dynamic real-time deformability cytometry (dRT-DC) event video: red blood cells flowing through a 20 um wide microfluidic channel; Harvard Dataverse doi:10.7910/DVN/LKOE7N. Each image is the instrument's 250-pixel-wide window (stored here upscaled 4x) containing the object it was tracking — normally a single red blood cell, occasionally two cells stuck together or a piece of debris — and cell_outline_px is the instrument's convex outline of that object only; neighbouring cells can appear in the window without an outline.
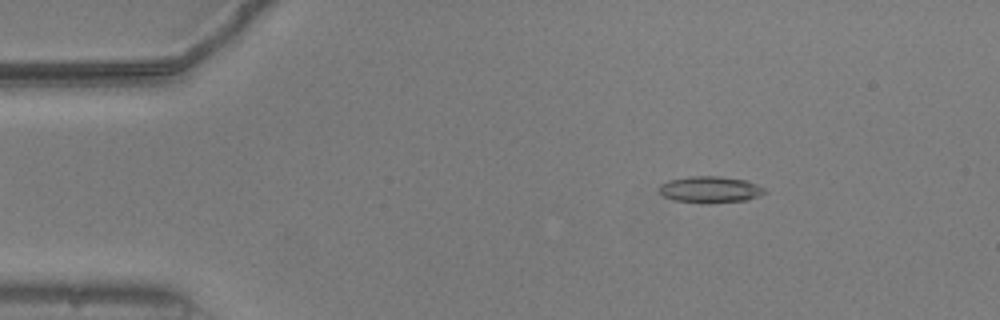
{"species": "common noctule bat (a hibernating species)", "species_latin": "Nyctalus noctula", "temperature_condition": "warm", "stored_images_in_passage": 21, "camera_frame_rate_fps": 3000, "um_per_image_px": 0.085, "animal": {"sex": "male", "body_mass_g": 20.5, "forearm_length_mm": 52.5}, "frame": {"image": 1, "passage_image": 8, "time_ms": 2.333, "image_size_px": [1000, 320], "cell_outline_px": [[768, 192], [760, 196], [748, 200], [708, 204], [672, 200], [664, 196], [656, 188], [660, 184], [668, 180], [688, 176], [720, 176], [748, 180], [764, 188]], "centroid_in_image_um": [60.37, 16.11], "position_along_channel_um": 24.6, "area_um2": 16.76}}